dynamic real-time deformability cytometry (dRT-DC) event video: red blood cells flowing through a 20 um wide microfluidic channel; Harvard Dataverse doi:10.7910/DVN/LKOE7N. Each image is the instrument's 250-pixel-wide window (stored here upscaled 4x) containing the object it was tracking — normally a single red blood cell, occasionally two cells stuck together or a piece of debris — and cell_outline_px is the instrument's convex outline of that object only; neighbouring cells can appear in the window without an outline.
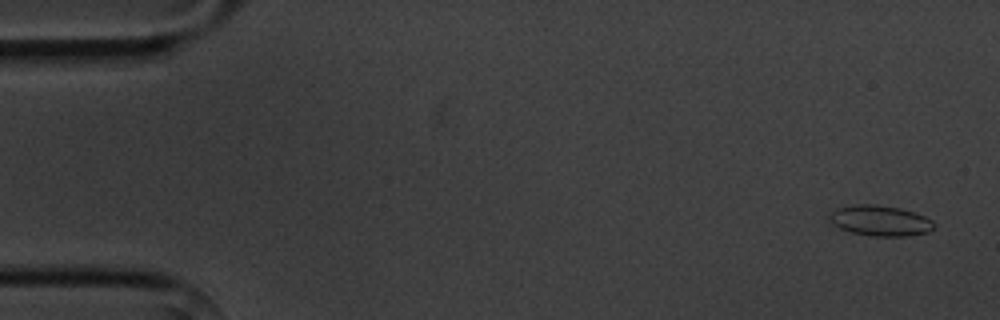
{"species": "common noctule bat (a hibernating species)", "species_latin": "Nyctalus noctula", "temperature_condition": "cold", "stored_images_in_passage": 4, "camera_frame_rate_fps": 3000, "um_per_image_px": 0.085, "animal": {"sex": "male", "body_mass_g": 20.1, "forearm_length_mm": 53.5}, "frame": {"image": 1, "passage_image": 1, "time_ms": 0.0, "image_size_px": [1000, 320], "cell_outline_px": [[932, 228], [928, 232], [908, 236], [872, 236], [852, 232], [840, 228], [832, 224], [828, 216], [836, 208], [856, 204], [876, 204], [900, 208], [924, 216], [932, 220]], "centroid_in_image_um": [74.78, 18.75], "position_along_channel_um": 10.2, "area_um2": 18.44}}